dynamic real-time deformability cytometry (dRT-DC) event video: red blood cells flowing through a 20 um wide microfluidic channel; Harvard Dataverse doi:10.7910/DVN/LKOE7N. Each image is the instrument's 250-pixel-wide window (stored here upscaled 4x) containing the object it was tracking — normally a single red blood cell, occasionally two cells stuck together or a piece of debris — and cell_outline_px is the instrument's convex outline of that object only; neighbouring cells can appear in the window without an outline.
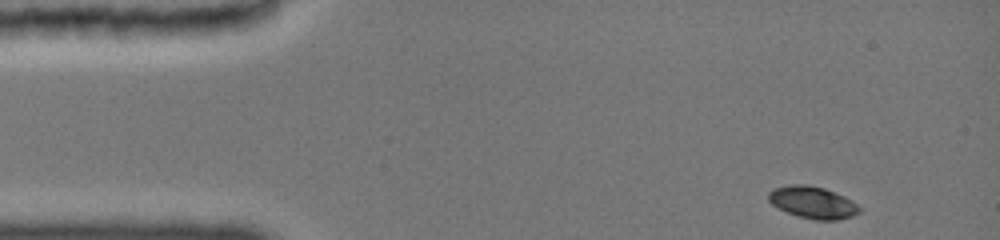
{"species": "common noctule bat (a hibernating species)", "species_latin": "Nyctalus noctula", "temperature_condition": "cold", "stored_images_in_passage": 40, "camera_frame_rate_fps": 3000, "um_per_image_px": 0.085, "animal": {"sex": "female", "body_mass_g": 19.0, "forearm_length_mm": 51.5}, "frame": {"image": 1, "passage_image": 1, "time_ms": 0.0, "image_size_px": [1000, 240], "cell_outline_px": [[860, 212], [852, 216], [836, 220], [816, 220], [800, 216], [776, 208], [768, 200], [768, 192], [772, 188], [788, 184], [808, 184], [824, 188], [844, 196], [852, 200], [860, 208]], "centroid_in_image_um": [69.05, 17.19], "position_along_channel_um": 16.0, "area_um2": 17.05}}
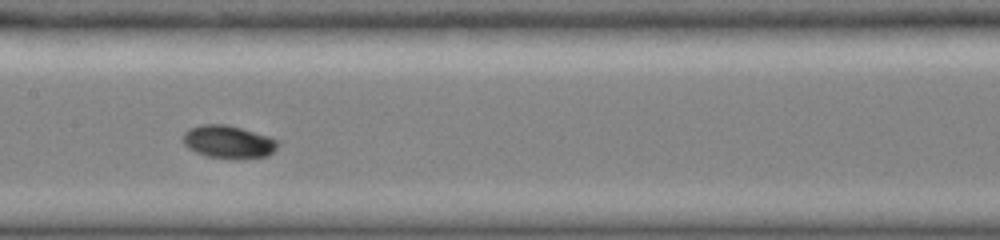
{"frame": {"image": 2, "passage_image": 24, "time_ms": 6.667, "image_size_px": [1000, 240], "cell_outline_px": [[280, 144], [268, 156], [240, 160], [232, 160], [204, 156], [188, 148], [180, 140], [184, 132], [200, 124], [224, 124], [240, 128], [268, 136], [280, 140]], "centroid_in_image_um": [19.41, 12.09], "position_along_channel_um": 188.0, "area_um2": 18.61}}
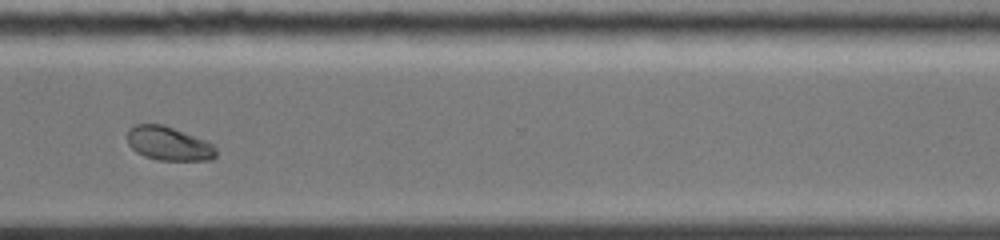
{"frame": {"image": 3, "passage_image": 39, "time_ms": 11.0, "image_size_px": [1000, 240], "cell_outline_px": [[216, 156], [212, 160], [160, 160], [144, 156], [136, 152], [128, 144], [128, 132], [136, 124], [160, 124], [208, 140], [216, 148]], "centroid_in_image_um": [14.37, 12.21], "position_along_channel_um": 356.2, "area_um2": 17.4}}